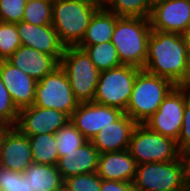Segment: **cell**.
<instances>
[{
    "mask_svg": "<svg viewBox=\"0 0 190 191\" xmlns=\"http://www.w3.org/2000/svg\"><path fill=\"white\" fill-rule=\"evenodd\" d=\"M137 163L128 150L99 155L97 174L103 180L131 182L135 178Z\"/></svg>",
    "mask_w": 190,
    "mask_h": 191,
    "instance_id": "obj_19",
    "label": "cell"
},
{
    "mask_svg": "<svg viewBox=\"0 0 190 191\" xmlns=\"http://www.w3.org/2000/svg\"><path fill=\"white\" fill-rule=\"evenodd\" d=\"M93 4L97 5L98 7H106L111 0H90Z\"/></svg>",
    "mask_w": 190,
    "mask_h": 191,
    "instance_id": "obj_39",
    "label": "cell"
},
{
    "mask_svg": "<svg viewBox=\"0 0 190 191\" xmlns=\"http://www.w3.org/2000/svg\"><path fill=\"white\" fill-rule=\"evenodd\" d=\"M152 30L182 34L190 27V0H165L152 6Z\"/></svg>",
    "mask_w": 190,
    "mask_h": 191,
    "instance_id": "obj_12",
    "label": "cell"
},
{
    "mask_svg": "<svg viewBox=\"0 0 190 191\" xmlns=\"http://www.w3.org/2000/svg\"><path fill=\"white\" fill-rule=\"evenodd\" d=\"M7 61L36 81H40L59 66V62L53 56L23 45Z\"/></svg>",
    "mask_w": 190,
    "mask_h": 191,
    "instance_id": "obj_18",
    "label": "cell"
},
{
    "mask_svg": "<svg viewBox=\"0 0 190 191\" xmlns=\"http://www.w3.org/2000/svg\"><path fill=\"white\" fill-rule=\"evenodd\" d=\"M33 105L55 109L69 117L77 108L79 102L75 99L69 79L60 65L43 79L37 81Z\"/></svg>",
    "mask_w": 190,
    "mask_h": 191,
    "instance_id": "obj_9",
    "label": "cell"
},
{
    "mask_svg": "<svg viewBox=\"0 0 190 191\" xmlns=\"http://www.w3.org/2000/svg\"><path fill=\"white\" fill-rule=\"evenodd\" d=\"M33 163L56 166L59 154L55 134L27 135Z\"/></svg>",
    "mask_w": 190,
    "mask_h": 191,
    "instance_id": "obj_23",
    "label": "cell"
},
{
    "mask_svg": "<svg viewBox=\"0 0 190 191\" xmlns=\"http://www.w3.org/2000/svg\"><path fill=\"white\" fill-rule=\"evenodd\" d=\"M105 8L119 17L149 18L152 6L149 0H111Z\"/></svg>",
    "mask_w": 190,
    "mask_h": 191,
    "instance_id": "obj_25",
    "label": "cell"
},
{
    "mask_svg": "<svg viewBox=\"0 0 190 191\" xmlns=\"http://www.w3.org/2000/svg\"><path fill=\"white\" fill-rule=\"evenodd\" d=\"M186 105V89L175 86L158 110L144 123L149 129L171 138H179Z\"/></svg>",
    "mask_w": 190,
    "mask_h": 191,
    "instance_id": "obj_10",
    "label": "cell"
},
{
    "mask_svg": "<svg viewBox=\"0 0 190 191\" xmlns=\"http://www.w3.org/2000/svg\"><path fill=\"white\" fill-rule=\"evenodd\" d=\"M187 56L180 34L152 30L143 69L150 74L167 78L177 86L183 80Z\"/></svg>",
    "mask_w": 190,
    "mask_h": 191,
    "instance_id": "obj_1",
    "label": "cell"
},
{
    "mask_svg": "<svg viewBox=\"0 0 190 191\" xmlns=\"http://www.w3.org/2000/svg\"><path fill=\"white\" fill-rule=\"evenodd\" d=\"M151 31L148 18L117 17L111 43L121 64L144 68Z\"/></svg>",
    "mask_w": 190,
    "mask_h": 191,
    "instance_id": "obj_2",
    "label": "cell"
},
{
    "mask_svg": "<svg viewBox=\"0 0 190 191\" xmlns=\"http://www.w3.org/2000/svg\"><path fill=\"white\" fill-rule=\"evenodd\" d=\"M27 0H2L0 2V18L2 22L20 23L23 18Z\"/></svg>",
    "mask_w": 190,
    "mask_h": 191,
    "instance_id": "obj_32",
    "label": "cell"
},
{
    "mask_svg": "<svg viewBox=\"0 0 190 191\" xmlns=\"http://www.w3.org/2000/svg\"><path fill=\"white\" fill-rule=\"evenodd\" d=\"M179 150L183 153L190 149V90L186 89V105L183 115L182 127L177 139Z\"/></svg>",
    "mask_w": 190,
    "mask_h": 191,
    "instance_id": "obj_33",
    "label": "cell"
},
{
    "mask_svg": "<svg viewBox=\"0 0 190 191\" xmlns=\"http://www.w3.org/2000/svg\"><path fill=\"white\" fill-rule=\"evenodd\" d=\"M12 126H8V125H0V157L2 154V147H3V143L5 141V136L6 134L12 129Z\"/></svg>",
    "mask_w": 190,
    "mask_h": 191,
    "instance_id": "obj_37",
    "label": "cell"
},
{
    "mask_svg": "<svg viewBox=\"0 0 190 191\" xmlns=\"http://www.w3.org/2000/svg\"><path fill=\"white\" fill-rule=\"evenodd\" d=\"M99 7L90 0H53L52 26L65 47H77Z\"/></svg>",
    "mask_w": 190,
    "mask_h": 191,
    "instance_id": "obj_3",
    "label": "cell"
},
{
    "mask_svg": "<svg viewBox=\"0 0 190 191\" xmlns=\"http://www.w3.org/2000/svg\"><path fill=\"white\" fill-rule=\"evenodd\" d=\"M70 121V117L55 109L35 105L19 110L16 128L24 135L55 134Z\"/></svg>",
    "mask_w": 190,
    "mask_h": 191,
    "instance_id": "obj_13",
    "label": "cell"
},
{
    "mask_svg": "<svg viewBox=\"0 0 190 191\" xmlns=\"http://www.w3.org/2000/svg\"><path fill=\"white\" fill-rule=\"evenodd\" d=\"M177 86L190 90V55L187 56V65L183 80Z\"/></svg>",
    "mask_w": 190,
    "mask_h": 191,
    "instance_id": "obj_35",
    "label": "cell"
},
{
    "mask_svg": "<svg viewBox=\"0 0 190 191\" xmlns=\"http://www.w3.org/2000/svg\"><path fill=\"white\" fill-rule=\"evenodd\" d=\"M149 1H150L151 6H154L155 4L165 1V0H149Z\"/></svg>",
    "mask_w": 190,
    "mask_h": 191,
    "instance_id": "obj_41",
    "label": "cell"
},
{
    "mask_svg": "<svg viewBox=\"0 0 190 191\" xmlns=\"http://www.w3.org/2000/svg\"><path fill=\"white\" fill-rule=\"evenodd\" d=\"M182 157L185 161V172H186V184L187 188H190V149L185 150L182 153Z\"/></svg>",
    "mask_w": 190,
    "mask_h": 191,
    "instance_id": "obj_36",
    "label": "cell"
},
{
    "mask_svg": "<svg viewBox=\"0 0 190 191\" xmlns=\"http://www.w3.org/2000/svg\"><path fill=\"white\" fill-rule=\"evenodd\" d=\"M137 123L126 113L103 127L91 140L100 154L128 150Z\"/></svg>",
    "mask_w": 190,
    "mask_h": 191,
    "instance_id": "obj_16",
    "label": "cell"
},
{
    "mask_svg": "<svg viewBox=\"0 0 190 191\" xmlns=\"http://www.w3.org/2000/svg\"><path fill=\"white\" fill-rule=\"evenodd\" d=\"M58 191H75L71 189L66 183H62Z\"/></svg>",
    "mask_w": 190,
    "mask_h": 191,
    "instance_id": "obj_40",
    "label": "cell"
},
{
    "mask_svg": "<svg viewBox=\"0 0 190 191\" xmlns=\"http://www.w3.org/2000/svg\"><path fill=\"white\" fill-rule=\"evenodd\" d=\"M77 47L86 52L99 71L122 65L116 48L111 41L95 45H78Z\"/></svg>",
    "mask_w": 190,
    "mask_h": 191,
    "instance_id": "obj_24",
    "label": "cell"
},
{
    "mask_svg": "<svg viewBox=\"0 0 190 191\" xmlns=\"http://www.w3.org/2000/svg\"><path fill=\"white\" fill-rule=\"evenodd\" d=\"M117 17L105 7H99L91 17L86 33L79 45H95L111 41Z\"/></svg>",
    "mask_w": 190,
    "mask_h": 191,
    "instance_id": "obj_21",
    "label": "cell"
},
{
    "mask_svg": "<svg viewBox=\"0 0 190 191\" xmlns=\"http://www.w3.org/2000/svg\"><path fill=\"white\" fill-rule=\"evenodd\" d=\"M176 85L167 78L141 69L136 76L126 113L137 124H144L160 107Z\"/></svg>",
    "mask_w": 190,
    "mask_h": 191,
    "instance_id": "obj_4",
    "label": "cell"
},
{
    "mask_svg": "<svg viewBox=\"0 0 190 191\" xmlns=\"http://www.w3.org/2000/svg\"><path fill=\"white\" fill-rule=\"evenodd\" d=\"M0 191H34L27 176L0 165Z\"/></svg>",
    "mask_w": 190,
    "mask_h": 191,
    "instance_id": "obj_29",
    "label": "cell"
},
{
    "mask_svg": "<svg viewBox=\"0 0 190 191\" xmlns=\"http://www.w3.org/2000/svg\"><path fill=\"white\" fill-rule=\"evenodd\" d=\"M21 44L53 56L58 62L64 53L65 46L61 43L52 25H32L25 21L17 23Z\"/></svg>",
    "mask_w": 190,
    "mask_h": 191,
    "instance_id": "obj_14",
    "label": "cell"
},
{
    "mask_svg": "<svg viewBox=\"0 0 190 191\" xmlns=\"http://www.w3.org/2000/svg\"><path fill=\"white\" fill-rule=\"evenodd\" d=\"M140 68L120 65L100 71L93 102L126 111Z\"/></svg>",
    "mask_w": 190,
    "mask_h": 191,
    "instance_id": "obj_8",
    "label": "cell"
},
{
    "mask_svg": "<svg viewBox=\"0 0 190 191\" xmlns=\"http://www.w3.org/2000/svg\"><path fill=\"white\" fill-rule=\"evenodd\" d=\"M101 191H135V189L131 182L102 179Z\"/></svg>",
    "mask_w": 190,
    "mask_h": 191,
    "instance_id": "obj_34",
    "label": "cell"
},
{
    "mask_svg": "<svg viewBox=\"0 0 190 191\" xmlns=\"http://www.w3.org/2000/svg\"><path fill=\"white\" fill-rule=\"evenodd\" d=\"M100 153L87 141L80 148L59 157L56 167L63 180L70 176L97 172Z\"/></svg>",
    "mask_w": 190,
    "mask_h": 191,
    "instance_id": "obj_20",
    "label": "cell"
},
{
    "mask_svg": "<svg viewBox=\"0 0 190 191\" xmlns=\"http://www.w3.org/2000/svg\"><path fill=\"white\" fill-rule=\"evenodd\" d=\"M181 36L185 43L187 55H190V27L184 31Z\"/></svg>",
    "mask_w": 190,
    "mask_h": 191,
    "instance_id": "obj_38",
    "label": "cell"
},
{
    "mask_svg": "<svg viewBox=\"0 0 190 191\" xmlns=\"http://www.w3.org/2000/svg\"><path fill=\"white\" fill-rule=\"evenodd\" d=\"M124 112L118 108L95 102L79 103L70 116V122L88 140L107 125L118 120Z\"/></svg>",
    "mask_w": 190,
    "mask_h": 191,
    "instance_id": "obj_11",
    "label": "cell"
},
{
    "mask_svg": "<svg viewBox=\"0 0 190 191\" xmlns=\"http://www.w3.org/2000/svg\"><path fill=\"white\" fill-rule=\"evenodd\" d=\"M53 0H27L22 21L32 25H52Z\"/></svg>",
    "mask_w": 190,
    "mask_h": 191,
    "instance_id": "obj_26",
    "label": "cell"
},
{
    "mask_svg": "<svg viewBox=\"0 0 190 191\" xmlns=\"http://www.w3.org/2000/svg\"><path fill=\"white\" fill-rule=\"evenodd\" d=\"M75 191H101L102 179L94 173L74 175L64 180Z\"/></svg>",
    "mask_w": 190,
    "mask_h": 191,
    "instance_id": "obj_31",
    "label": "cell"
},
{
    "mask_svg": "<svg viewBox=\"0 0 190 191\" xmlns=\"http://www.w3.org/2000/svg\"><path fill=\"white\" fill-rule=\"evenodd\" d=\"M34 191H58L64 182L56 166L32 163L23 172Z\"/></svg>",
    "mask_w": 190,
    "mask_h": 191,
    "instance_id": "obj_22",
    "label": "cell"
},
{
    "mask_svg": "<svg viewBox=\"0 0 190 191\" xmlns=\"http://www.w3.org/2000/svg\"><path fill=\"white\" fill-rule=\"evenodd\" d=\"M32 163L28 136L13 127L5 136L0 165L14 172L23 173Z\"/></svg>",
    "mask_w": 190,
    "mask_h": 191,
    "instance_id": "obj_17",
    "label": "cell"
},
{
    "mask_svg": "<svg viewBox=\"0 0 190 191\" xmlns=\"http://www.w3.org/2000/svg\"><path fill=\"white\" fill-rule=\"evenodd\" d=\"M19 110L14 105L11 96L0 76V125L15 127Z\"/></svg>",
    "mask_w": 190,
    "mask_h": 191,
    "instance_id": "obj_30",
    "label": "cell"
},
{
    "mask_svg": "<svg viewBox=\"0 0 190 191\" xmlns=\"http://www.w3.org/2000/svg\"><path fill=\"white\" fill-rule=\"evenodd\" d=\"M17 24L0 23V61L7 60L20 46Z\"/></svg>",
    "mask_w": 190,
    "mask_h": 191,
    "instance_id": "obj_28",
    "label": "cell"
},
{
    "mask_svg": "<svg viewBox=\"0 0 190 191\" xmlns=\"http://www.w3.org/2000/svg\"><path fill=\"white\" fill-rule=\"evenodd\" d=\"M0 76L18 110L32 106L37 81L7 60L0 61Z\"/></svg>",
    "mask_w": 190,
    "mask_h": 191,
    "instance_id": "obj_15",
    "label": "cell"
},
{
    "mask_svg": "<svg viewBox=\"0 0 190 191\" xmlns=\"http://www.w3.org/2000/svg\"><path fill=\"white\" fill-rule=\"evenodd\" d=\"M128 151L137 165L149 162H168L182 157L177 141L149 129L145 124L136 125Z\"/></svg>",
    "mask_w": 190,
    "mask_h": 191,
    "instance_id": "obj_7",
    "label": "cell"
},
{
    "mask_svg": "<svg viewBox=\"0 0 190 191\" xmlns=\"http://www.w3.org/2000/svg\"><path fill=\"white\" fill-rule=\"evenodd\" d=\"M59 65L69 79L75 99L79 103L93 102L100 71L86 52L78 47H65Z\"/></svg>",
    "mask_w": 190,
    "mask_h": 191,
    "instance_id": "obj_6",
    "label": "cell"
},
{
    "mask_svg": "<svg viewBox=\"0 0 190 191\" xmlns=\"http://www.w3.org/2000/svg\"><path fill=\"white\" fill-rule=\"evenodd\" d=\"M133 185L135 191H186L184 158L137 165Z\"/></svg>",
    "mask_w": 190,
    "mask_h": 191,
    "instance_id": "obj_5",
    "label": "cell"
},
{
    "mask_svg": "<svg viewBox=\"0 0 190 191\" xmlns=\"http://www.w3.org/2000/svg\"><path fill=\"white\" fill-rule=\"evenodd\" d=\"M59 157L80 148L88 140L69 121L55 133Z\"/></svg>",
    "mask_w": 190,
    "mask_h": 191,
    "instance_id": "obj_27",
    "label": "cell"
}]
</instances>
